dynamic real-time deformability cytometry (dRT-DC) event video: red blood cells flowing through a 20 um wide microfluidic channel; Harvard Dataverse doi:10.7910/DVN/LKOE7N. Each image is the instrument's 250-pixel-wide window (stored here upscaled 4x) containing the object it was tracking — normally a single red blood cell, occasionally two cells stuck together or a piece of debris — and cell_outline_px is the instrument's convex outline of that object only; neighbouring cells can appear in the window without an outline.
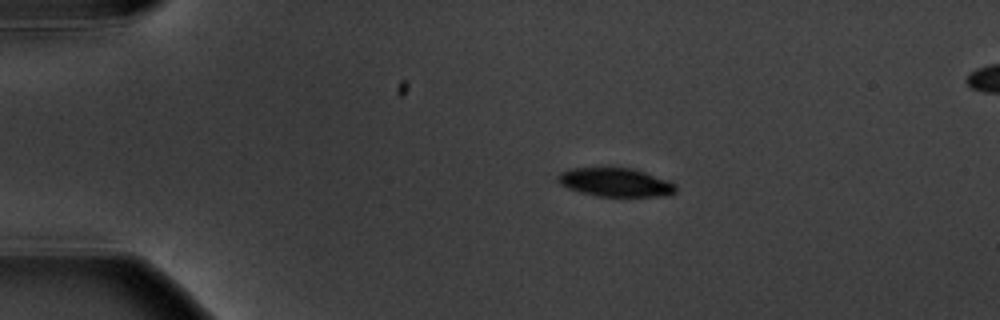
{"species": "common noctule bat (a hibernating species)", "species_latin": "Nyctalus noctula", "temperature_condition": "warm", "stored_images_in_passage": 9, "camera_frame_rate_fps": 3000, "um_per_image_px": 0.085, "animal": {"sex": "male", "body_mass_g": 20.1, "forearm_length_mm": 53.5}, "frame": {"image": 1, "passage_image": 3, "time_ms": 2.333, "image_size_px": [1000, 320], "cell_outline_px": [[676, 192], [668, 196], [596, 196], [580, 192], [568, 188], [560, 184], [556, 180], [556, 176], [560, 172], [568, 168], [632, 168], [668, 180], [676, 184]], "centroid_in_image_um": [52.29, 15.5], "position_along_channel_um": 32.7, "area_um2": 19.77}}
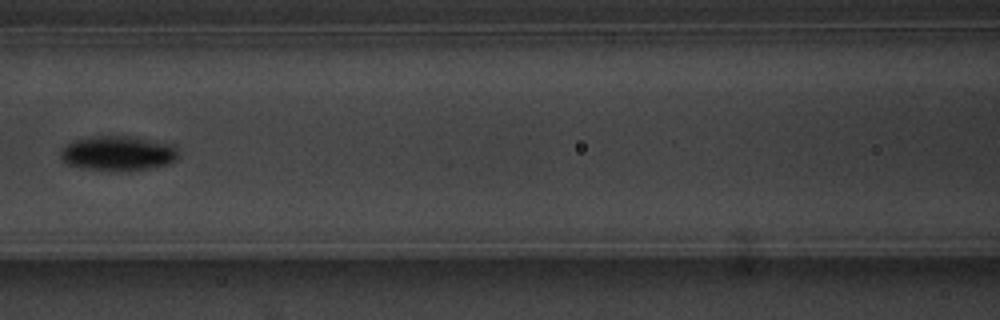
{"frame": {"image": 2, "passage_image": 7, "time_ms": 7.333, "image_size_px": [1000, 320], "cell_outline_px": [[180, 152], [176, 160], [168, 164], [148, 168], [88, 168], [68, 164], [60, 156], [60, 152], [72, 140], [92, 136], [132, 136], [172, 144]], "centroid_in_image_um": [10.07, 12.97], "position_along_channel_um": 156.5, "area_um2": 23.0}}